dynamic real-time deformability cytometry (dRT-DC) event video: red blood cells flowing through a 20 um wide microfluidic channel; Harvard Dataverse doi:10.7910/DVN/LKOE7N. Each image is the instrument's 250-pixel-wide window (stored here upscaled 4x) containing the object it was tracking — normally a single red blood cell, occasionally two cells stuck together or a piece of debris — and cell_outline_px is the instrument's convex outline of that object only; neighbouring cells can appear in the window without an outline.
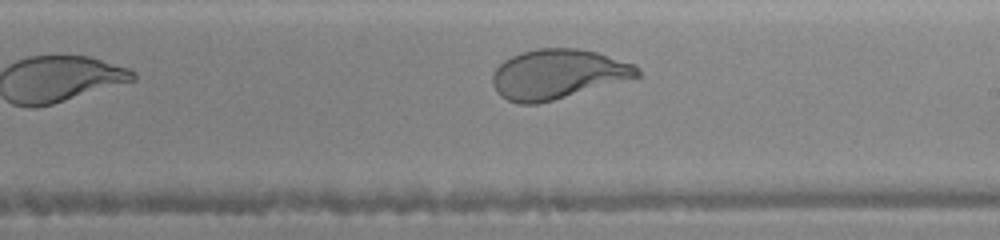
{"species": "human", "species_latin": "Homo sapiens", "temperature_condition": "warm", "stored_images_in_passage": 6, "camera_frame_rate_fps": 3000, "um_per_image_px": 0.085, "donor": {"sex": "female"}, "frame": {"image": 1, "passage_image": 6, "time_ms": 5.0, "image_size_px": [1000, 240], "cell_outline_px": [[640, 76], [552, 100], [536, 104], [520, 104], [508, 100], [500, 96], [496, 92], [492, 84], [492, 76], [496, 68], [504, 60], [520, 52], [540, 48], [576, 48], [596, 52], [632, 64], [640, 68]], "centroid_in_image_um": [47.35, 6.3], "position_along_channel_um": 241.6, "area_um2": 41.44}}